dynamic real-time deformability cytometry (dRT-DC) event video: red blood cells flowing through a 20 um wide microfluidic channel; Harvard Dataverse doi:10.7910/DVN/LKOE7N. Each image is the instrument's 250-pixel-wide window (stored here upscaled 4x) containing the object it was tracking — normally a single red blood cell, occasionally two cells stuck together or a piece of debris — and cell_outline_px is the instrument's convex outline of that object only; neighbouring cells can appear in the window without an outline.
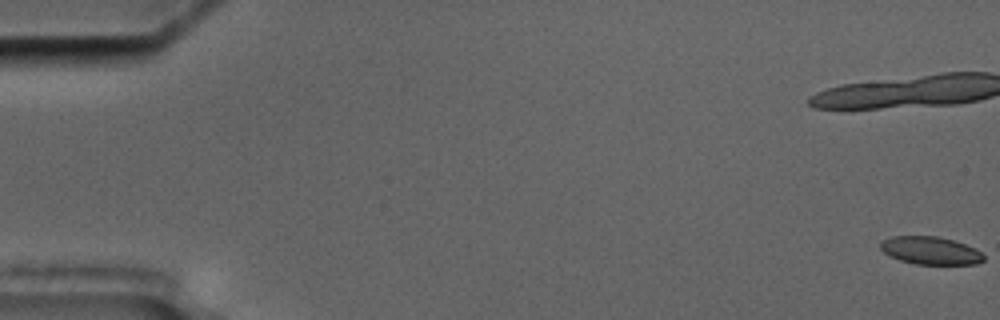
{"species": "common noctule bat (a hibernating species)", "species_latin": "Nyctalus noctula", "temperature_condition": "cold", "stored_images_in_passage": 7, "camera_frame_rate_fps": 3000, "um_per_image_px": 0.085, "animal": {"sex": "male", "body_mass_g": 17.5, "forearm_length_mm": 52.3}, "frame": {"image": 1, "passage_image": 1, "time_ms": 0.0, "image_size_px": [1000, 320], "cell_outline_px": [[984, 260], [976, 264], [916, 264], [900, 260], [884, 252], [880, 248], [880, 240], [892, 236], [936, 236], [952, 240], [964, 244], [980, 252], [984, 256]], "centroid_in_image_um": [79.05, 21.29], "position_along_channel_um": 5.9, "area_um2": 16.53}}